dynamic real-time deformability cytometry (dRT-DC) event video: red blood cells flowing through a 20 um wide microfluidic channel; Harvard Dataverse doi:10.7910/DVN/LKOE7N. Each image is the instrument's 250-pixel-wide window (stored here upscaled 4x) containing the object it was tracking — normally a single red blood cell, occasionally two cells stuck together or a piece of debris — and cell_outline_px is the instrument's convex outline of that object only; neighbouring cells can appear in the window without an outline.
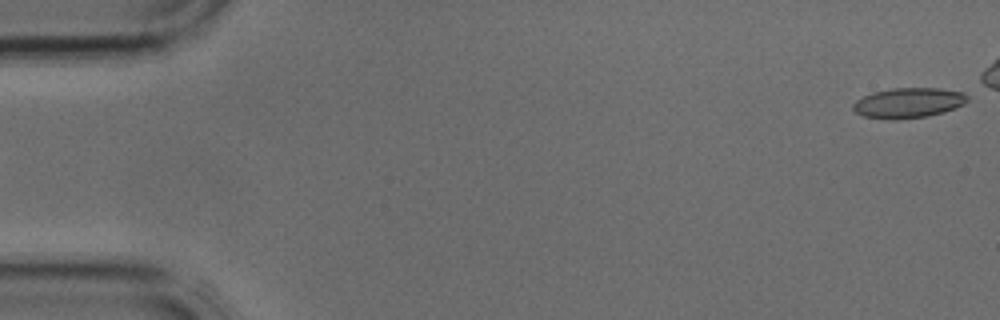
{"species": "common noctule bat (a hibernating species)", "species_latin": "Nyctalus noctula", "temperature_condition": "cold", "stored_images_in_passage": 36, "camera_frame_rate_fps": 3000, "um_per_image_px": 0.085, "animal": {"sex": "male", "body_mass_g": 17.9, "forearm_length_mm": 54.2}, "frame": {"image": 1, "passage_image": 1, "time_ms": 0.0, "image_size_px": [1000, 320], "cell_outline_px": [[968, 100], [964, 104], [944, 112], [928, 116], [892, 120], [864, 116], [856, 112], [852, 108], [852, 104], [856, 100], [872, 92], [892, 88], [940, 88], [964, 92], [968, 96]], "centroid_in_image_um": [77.22, 8.74], "position_along_channel_um": 7.8, "area_um2": 20.17}}
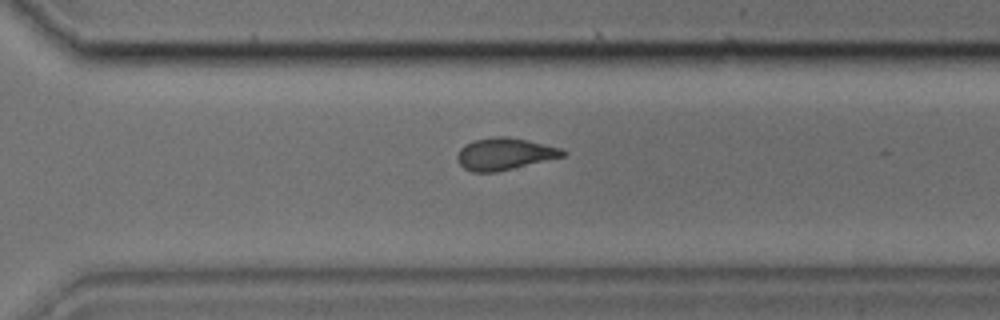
{"frame": {"image": 2, "passage_image": 29, "time_ms": 9.333, "image_size_px": [1000, 320], "cell_outline_px": [[568, 152], [564, 156], [496, 172], [472, 172], [464, 168], [460, 164], [456, 156], [460, 148], [464, 144], [472, 140], [492, 136], [508, 136], [528, 140], [560, 148]], "centroid_in_image_um": [42.85, 13.06], "position_along_channel_um": 327.7, "area_um2": 19.71}}
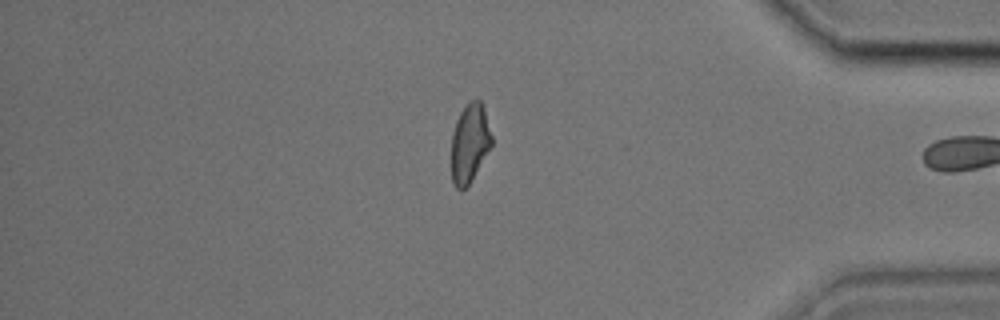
{"frame": {"image": 3, "passage_image": 35, "time_ms": 11.333, "image_size_px": [1000, 320], "cell_outline_px": [[492, 144], [468, 184], [460, 192], [452, 184], [452, 132], [456, 120], [460, 112], [472, 100], [480, 100], [492, 136]], "centroid_in_image_um": [39.89, 12.19], "position_along_channel_um": 395.3, "area_um2": 17.98}}